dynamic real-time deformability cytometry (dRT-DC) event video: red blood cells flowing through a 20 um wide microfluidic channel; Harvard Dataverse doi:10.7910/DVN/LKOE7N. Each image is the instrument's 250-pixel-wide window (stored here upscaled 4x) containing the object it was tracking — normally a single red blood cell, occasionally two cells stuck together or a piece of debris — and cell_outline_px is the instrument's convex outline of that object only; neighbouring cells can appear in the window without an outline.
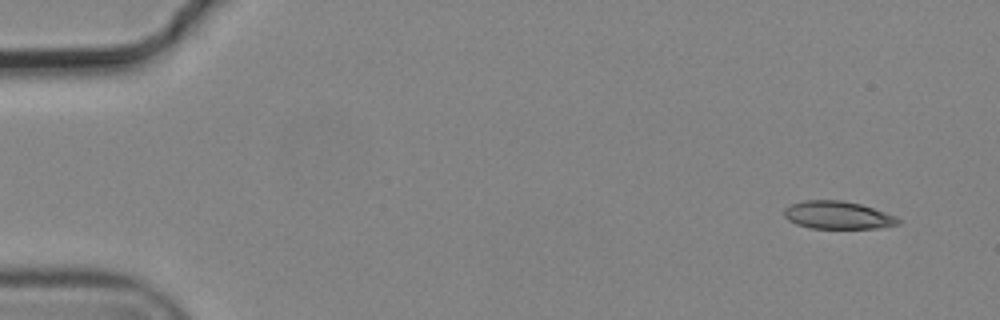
{"species": "common noctule bat (a hibernating species)", "species_latin": "Nyctalus noctula", "temperature_condition": "cold", "stored_images_in_passage": 4, "camera_frame_rate_fps": 3000, "um_per_image_px": 0.085, "animal": {"sex": "male", "body_mass_g": 19.2, "forearm_length_mm": 51.8}, "frame": {"image": 1, "passage_image": 4, "time_ms": 1.0, "image_size_px": [1000, 320], "cell_outline_px": [[900, 224], [880, 228], [812, 228], [796, 224], [788, 220], [784, 216], [784, 208], [792, 204], [804, 200], [844, 200], [860, 204], [896, 216], [900, 220]], "centroid_in_image_um": [71.2, 18.28], "position_along_channel_um": 13.8, "area_um2": 18.44}}